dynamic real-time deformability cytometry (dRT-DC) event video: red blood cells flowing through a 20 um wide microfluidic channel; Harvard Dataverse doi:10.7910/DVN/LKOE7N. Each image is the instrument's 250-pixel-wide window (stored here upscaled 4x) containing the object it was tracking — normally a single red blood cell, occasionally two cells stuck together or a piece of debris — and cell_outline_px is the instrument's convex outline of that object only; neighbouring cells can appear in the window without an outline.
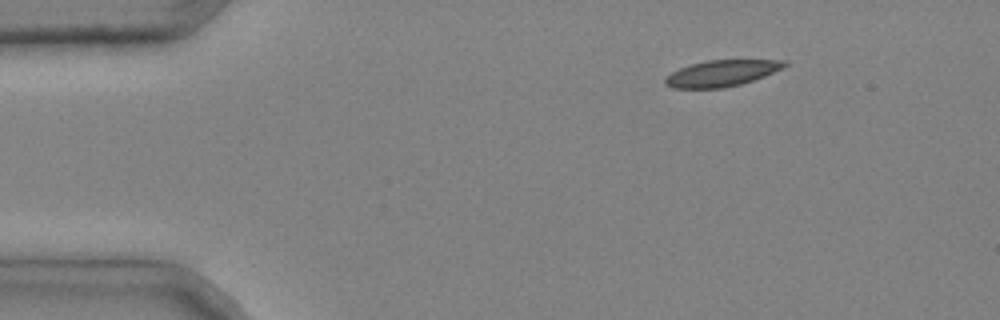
{"species": "common noctule bat (a hibernating species)", "species_latin": "Nyctalus noctula", "temperature_condition": "cold", "stored_images_in_passage": 3, "camera_frame_rate_fps": 3000, "um_per_image_px": 0.085, "animal": {"sex": "male", "body_mass_g": 20.4}, "frame": {"image": 1, "passage_image": 1, "time_ms": 0.0, "image_size_px": [1000, 320], "cell_outline_px": [[788, 64], [764, 76], [740, 84], [724, 88], [672, 88], [664, 84], [664, 80], [672, 72], [680, 68], [692, 64], [708, 60], [788, 60]], "centroid_in_image_um": [61.32, 6.23], "position_along_channel_um": 23.7, "area_um2": 17.98}}
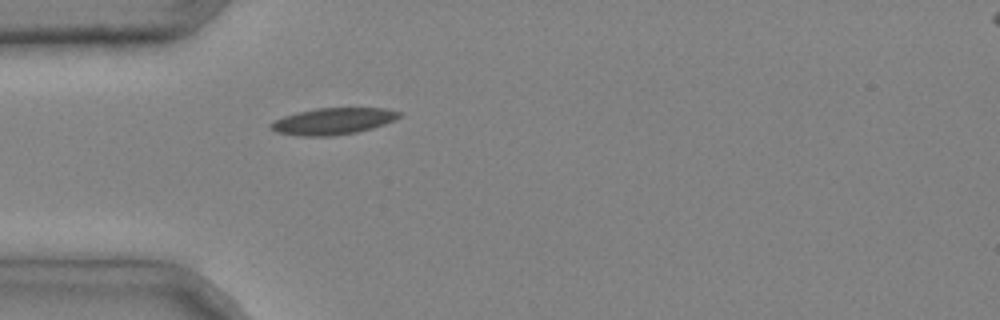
{"frame": {"image": 2, "passage_image": 3, "time_ms": 0.667, "image_size_px": [1000, 320], "cell_outline_px": [[400, 116], [384, 124], [372, 128], [356, 132], [332, 136], [300, 136], [276, 132], [268, 128], [268, 124], [284, 116], [296, 112], [316, 108], [388, 108], [400, 112]], "centroid_in_image_um": [28.26, 10.3], "position_along_channel_um": 56.7, "area_um2": 19.88}}